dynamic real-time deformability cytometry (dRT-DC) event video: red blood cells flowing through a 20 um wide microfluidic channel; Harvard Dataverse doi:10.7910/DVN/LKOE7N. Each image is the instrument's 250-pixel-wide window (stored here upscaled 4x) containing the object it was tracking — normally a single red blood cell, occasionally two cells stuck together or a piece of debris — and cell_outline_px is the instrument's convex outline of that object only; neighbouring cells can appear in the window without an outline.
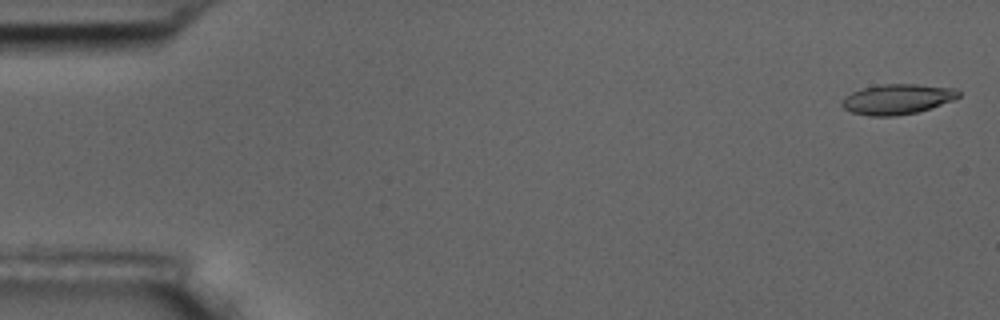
{"species": "common noctule bat (a hibernating species)", "species_latin": "Nyctalus noctula", "temperature_condition": "room temperature", "stored_images_in_passage": 5, "camera_frame_rate_fps": 3000, "um_per_image_px": 0.085, "animal": {"sex": "male", "body_mass_g": 17.5, "forearm_length_mm": 52.3}, "frame": {"image": 1, "passage_image": 1, "time_ms": 0.0, "image_size_px": [1000, 320], "cell_outline_px": [[960, 96], [956, 100], [916, 112], [896, 116], [868, 116], [852, 112], [844, 108], [840, 104], [840, 100], [844, 96], [852, 92], [864, 88], [880, 84], [916, 84], [956, 88], [960, 92]], "centroid_in_image_um": [76.27, 8.43], "position_along_channel_um": 8.7, "area_um2": 20.69}}
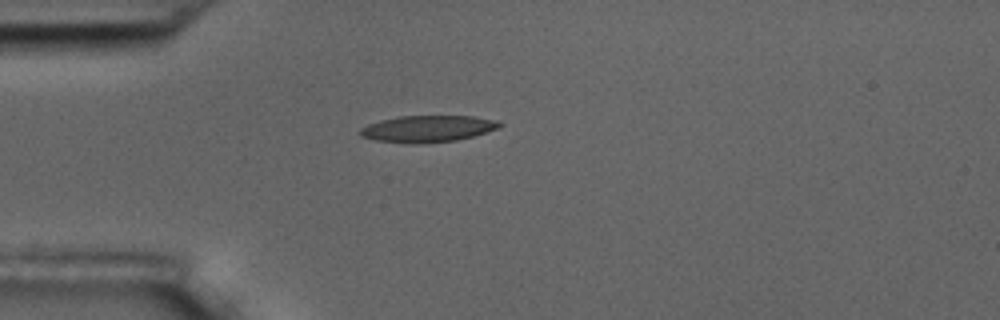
{"frame": {"image": 2, "passage_image": 5, "time_ms": 4.667, "image_size_px": [1000, 320], "cell_outline_px": [[504, 124], [500, 128], [472, 136], [456, 140], [376, 140], [360, 136], [360, 128], [368, 124], [380, 120], [400, 116], [472, 116], [500, 120]], "centroid_in_image_um": [36.45, 10.87], "position_along_channel_um": 48.5, "area_um2": 20.52}}